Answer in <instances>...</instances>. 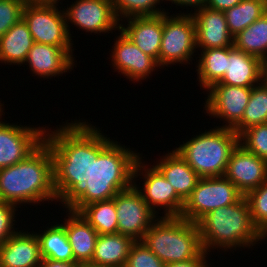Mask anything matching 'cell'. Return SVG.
<instances>
[{
	"mask_svg": "<svg viewBox=\"0 0 267 267\" xmlns=\"http://www.w3.org/2000/svg\"><path fill=\"white\" fill-rule=\"evenodd\" d=\"M243 194L224 176L200 178L185 200L181 218L197 223L207 213L236 203Z\"/></svg>",
	"mask_w": 267,
	"mask_h": 267,
	"instance_id": "cell-9",
	"label": "cell"
},
{
	"mask_svg": "<svg viewBox=\"0 0 267 267\" xmlns=\"http://www.w3.org/2000/svg\"><path fill=\"white\" fill-rule=\"evenodd\" d=\"M27 0H0V38L22 19Z\"/></svg>",
	"mask_w": 267,
	"mask_h": 267,
	"instance_id": "cell-36",
	"label": "cell"
},
{
	"mask_svg": "<svg viewBox=\"0 0 267 267\" xmlns=\"http://www.w3.org/2000/svg\"><path fill=\"white\" fill-rule=\"evenodd\" d=\"M79 213L98 232V235L118 233V216L113 199L90 203Z\"/></svg>",
	"mask_w": 267,
	"mask_h": 267,
	"instance_id": "cell-29",
	"label": "cell"
},
{
	"mask_svg": "<svg viewBox=\"0 0 267 267\" xmlns=\"http://www.w3.org/2000/svg\"><path fill=\"white\" fill-rule=\"evenodd\" d=\"M162 3H163V1H164V4H166V5H168L167 4V2H169V5H170V2L172 1V0H160ZM165 1H166V3H165Z\"/></svg>",
	"mask_w": 267,
	"mask_h": 267,
	"instance_id": "cell-46",
	"label": "cell"
},
{
	"mask_svg": "<svg viewBox=\"0 0 267 267\" xmlns=\"http://www.w3.org/2000/svg\"><path fill=\"white\" fill-rule=\"evenodd\" d=\"M1 100V99H0ZM4 105H6V104H4V102L2 103V100L0 101V111L1 110H3L5 107H4ZM3 106V107H2Z\"/></svg>",
	"mask_w": 267,
	"mask_h": 267,
	"instance_id": "cell-45",
	"label": "cell"
},
{
	"mask_svg": "<svg viewBox=\"0 0 267 267\" xmlns=\"http://www.w3.org/2000/svg\"><path fill=\"white\" fill-rule=\"evenodd\" d=\"M196 62L197 81L200 89L207 90L212 85L219 83L226 72L227 65V47L210 48L199 50ZM197 58H199L197 60Z\"/></svg>",
	"mask_w": 267,
	"mask_h": 267,
	"instance_id": "cell-26",
	"label": "cell"
},
{
	"mask_svg": "<svg viewBox=\"0 0 267 267\" xmlns=\"http://www.w3.org/2000/svg\"><path fill=\"white\" fill-rule=\"evenodd\" d=\"M112 3L119 21L134 16H156L167 12L161 6L163 3L160 0H112Z\"/></svg>",
	"mask_w": 267,
	"mask_h": 267,
	"instance_id": "cell-32",
	"label": "cell"
},
{
	"mask_svg": "<svg viewBox=\"0 0 267 267\" xmlns=\"http://www.w3.org/2000/svg\"><path fill=\"white\" fill-rule=\"evenodd\" d=\"M209 255H212V253L208 254L204 251L200 256L195 259L185 260L181 262H172L166 264L165 267H211V264L208 261Z\"/></svg>",
	"mask_w": 267,
	"mask_h": 267,
	"instance_id": "cell-38",
	"label": "cell"
},
{
	"mask_svg": "<svg viewBox=\"0 0 267 267\" xmlns=\"http://www.w3.org/2000/svg\"><path fill=\"white\" fill-rule=\"evenodd\" d=\"M0 201L16 204L20 211L27 204L57 205L52 152L45 142L25 160L0 169Z\"/></svg>",
	"mask_w": 267,
	"mask_h": 267,
	"instance_id": "cell-2",
	"label": "cell"
},
{
	"mask_svg": "<svg viewBox=\"0 0 267 267\" xmlns=\"http://www.w3.org/2000/svg\"><path fill=\"white\" fill-rule=\"evenodd\" d=\"M81 267H113V266L97 265V264L88 262V263L82 264Z\"/></svg>",
	"mask_w": 267,
	"mask_h": 267,
	"instance_id": "cell-44",
	"label": "cell"
},
{
	"mask_svg": "<svg viewBox=\"0 0 267 267\" xmlns=\"http://www.w3.org/2000/svg\"><path fill=\"white\" fill-rule=\"evenodd\" d=\"M197 225L202 247L208 254L215 250H218V253L220 249L222 253L242 248L250 249L256 244L262 245L265 240L252 221L249 204L244 195L236 203L207 213Z\"/></svg>",
	"mask_w": 267,
	"mask_h": 267,
	"instance_id": "cell-3",
	"label": "cell"
},
{
	"mask_svg": "<svg viewBox=\"0 0 267 267\" xmlns=\"http://www.w3.org/2000/svg\"><path fill=\"white\" fill-rule=\"evenodd\" d=\"M33 44L29 28L21 19L0 38V64L22 66Z\"/></svg>",
	"mask_w": 267,
	"mask_h": 267,
	"instance_id": "cell-24",
	"label": "cell"
},
{
	"mask_svg": "<svg viewBox=\"0 0 267 267\" xmlns=\"http://www.w3.org/2000/svg\"><path fill=\"white\" fill-rule=\"evenodd\" d=\"M68 121L56 126V130L46 125L44 138L52 152L54 188L63 209H68L86 191L92 157H98L113 140L91 121Z\"/></svg>",
	"mask_w": 267,
	"mask_h": 267,
	"instance_id": "cell-1",
	"label": "cell"
},
{
	"mask_svg": "<svg viewBox=\"0 0 267 267\" xmlns=\"http://www.w3.org/2000/svg\"><path fill=\"white\" fill-rule=\"evenodd\" d=\"M190 14L196 26V53L198 50L233 46L234 38L224 12L204 6Z\"/></svg>",
	"mask_w": 267,
	"mask_h": 267,
	"instance_id": "cell-18",
	"label": "cell"
},
{
	"mask_svg": "<svg viewBox=\"0 0 267 267\" xmlns=\"http://www.w3.org/2000/svg\"><path fill=\"white\" fill-rule=\"evenodd\" d=\"M73 47L76 46H52L43 43H34L29 50L24 65L27 69L41 79H52L70 73L74 66L77 67Z\"/></svg>",
	"mask_w": 267,
	"mask_h": 267,
	"instance_id": "cell-16",
	"label": "cell"
},
{
	"mask_svg": "<svg viewBox=\"0 0 267 267\" xmlns=\"http://www.w3.org/2000/svg\"><path fill=\"white\" fill-rule=\"evenodd\" d=\"M163 13V33L159 53V67L190 65L197 51L196 26L192 15ZM192 62V63H190Z\"/></svg>",
	"mask_w": 267,
	"mask_h": 267,
	"instance_id": "cell-7",
	"label": "cell"
},
{
	"mask_svg": "<svg viewBox=\"0 0 267 267\" xmlns=\"http://www.w3.org/2000/svg\"><path fill=\"white\" fill-rule=\"evenodd\" d=\"M3 113L4 109L0 111V169L25 160L44 142L46 130V125L11 124Z\"/></svg>",
	"mask_w": 267,
	"mask_h": 267,
	"instance_id": "cell-12",
	"label": "cell"
},
{
	"mask_svg": "<svg viewBox=\"0 0 267 267\" xmlns=\"http://www.w3.org/2000/svg\"><path fill=\"white\" fill-rule=\"evenodd\" d=\"M239 144L267 161V123L251 126L239 135Z\"/></svg>",
	"mask_w": 267,
	"mask_h": 267,
	"instance_id": "cell-34",
	"label": "cell"
},
{
	"mask_svg": "<svg viewBox=\"0 0 267 267\" xmlns=\"http://www.w3.org/2000/svg\"><path fill=\"white\" fill-rule=\"evenodd\" d=\"M119 29L141 51L152 57L159 65L163 14L156 16H134L123 19L120 21Z\"/></svg>",
	"mask_w": 267,
	"mask_h": 267,
	"instance_id": "cell-19",
	"label": "cell"
},
{
	"mask_svg": "<svg viewBox=\"0 0 267 267\" xmlns=\"http://www.w3.org/2000/svg\"><path fill=\"white\" fill-rule=\"evenodd\" d=\"M71 3L63 8L71 40L72 37L75 38L71 34L73 31H70L73 25L79 31L82 29L85 33L104 34L103 36L119 30L120 21L115 14L112 0H75Z\"/></svg>",
	"mask_w": 267,
	"mask_h": 267,
	"instance_id": "cell-11",
	"label": "cell"
},
{
	"mask_svg": "<svg viewBox=\"0 0 267 267\" xmlns=\"http://www.w3.org/2000/svg\"><path fill=\"white\" fill-rule=\"evenodd\" d=\"M55 223L54 225L52 223ZM51 223V224H50ZM47 224H50L47 226ZM46 229L35 232L39 240L42 258L59 261H75L72 247L68 242L65 227L60 222L47 223Z\"/></svg>",
	"mask_w": 267,
	"mask_h": 267,
	"instance_id": "cell-27",
	"label": "cell"
},
{
	"mask_svg": "<svg viewBox=\"0 0 267 267\" xmlns=\"http://www.w3.org/2000/svg\"><path fill=\"white\" fill-rule=\"evenodd\" d=\"M39 267H81L76 261H59L49 258H42Z\"/></svg>",
	"mask_w": 267,
	"mask_h": 267,
	"instance_id": "cell-41",
	"label": "cell"
},
{
	"mask_svg": "<svg viewBox=\"0 0 267 267\" xmlns=\"http://www.w3.org/2000/svg\"><path fill=\"white\" fill-rule=\"evenodd\" d=\"M239 135L230 128L215 126L173 148L201 178L224 175Z\"/></svg>",
	"mask_w": 267,
	"mask_h": 267,
	"instance_id": "cell-5",
	"label": "cell"
},
{
	"mask_svg": "<svg viewBox=\"0 0 267 267\" xmlns=\"http://www.w3.org/2000/svg\"><path fill=\"white\" fill-rule=\"evenodd\" d=\"M165 265L142 241H135L130 247L125 267H165Z\"/></svg>",
	"mask_w": 267,
	"mask_h": 267,
	"instance_id": "cell-35",
	"label": "cell"
},
{
	"mask_svg": "<svg viewBox=\"0 0 267 267\" xmlns=\"http://www.w3.org/2000/svg\"><path fill=\"white\" fill-rule=\"evenodd\" d=\"M250 215L257 230L267 243V181L245 195Z\"/></svg>",
	"mask_w": 267,
	"mask_h": 267,
	"instance_id": "cell-33",
	"label": "cell"
},
{
	"mask_svg": "<svg viewBox=\"0 0 267 267\" xmlns=\"http://www.w3.org/2000/svg\"><path fill=\"white\" fill-rule=\"evenodd\" d=\"M30 232L21 227L0 246V267H39L42 260L39 240L35 231Z\"/></svg>",
	"mask_w": 267,
	"mask_h": 267,
	"instance_id": "cell-20",
	"label": "cell"
},
{
	"mask_svg": "<svg viewBox=\"0 0 267 267\" xmlns=\"http://www.w3.org/2000/svg\"><path fill=\"white\" fill-rule=\"evenodd\" d=\"M119 35H115L114 45L111 51L110 67L114 72L123 75L133 83L149 79L154 71L161 69L158 63L150 56L141 51L120 29ZM150 75V76H149Z\"/></svg>",
	"mask_w": 267,
	"mask_h": 267,
	"instance_id": "cell-15",
	"label": "cell"
},
{
	"mask_svg": "<svg viewBox=\"0 0 267 267\" xmlns=\"http://www.w3.org/2000/svg\"><path fill=\"white\" fill-rule=\"evenodd\" d=\"M141 241L165 264L195 259L204 252L197 223L181 217H160Z\"/></svg>",
	"mask_w": 267,
	"mask_h": 267,
	"instance_id": "cell-6",
	"label": "cell"
},
{
	"mask_svg": "<svg viewBox=\"0 0 267 267\" xmlns=\"http://www.w3.org/2000/svg\"><path fill=\"white\" fill-rule=\"evenodd\" d=\"M135 241L120 233L98 235L91 263L125 267L129 250Z\"/></svg>",
	"mask_w": 267,
	"mask_h": 267,
	"instance_id": "cell-25",
	"label": "cell"
},
{
	"mask_svg": "<svg viewBox=\"0 0 267 267\" xmlns=\"http://www.w3.org/2000/svg\"><path fill=\"white\" fill-rule=\"evenodd\" d=\"M267 123V85L261 81L252 87L241 122L233 129L240 135L247 128Z\"/></svg>",
	"mask_w": 267,
	"mask_h": 267,
	"instance_id": "cell-31",
	"label": "cell"
},
{
	"mask_svg": "<svg viewBox=\"0 0 267 267\" xmlns=\"http://www.w3.org/2000/svg\"><path fill=\"white\" fill-rule=\"evenodd\" d=\"M118 216V233L141 241L145 232L160 218L143 200L134 185L114 198Z\"/></svg>",
	"mask_w": 267,
	"mask_h": 267,
	"instance_id": "cell-14",
	"label": "cell"
},
{
	"mask_svg": "<svg viewBox=\"0 0 267 267\" xmlns=\"http://www.w3.org/2000/svg\"><path fill=\"white\" fill-rule=\"evenodd\" d=\"M146 162L144 156L136 161L133 185L158 217H180L185 201L176 193L162 174L153 165H150L152 163L147 164ZM140 178L143 179L140 181L142 184L138 182ZM162 210L163 212H161ZM159 214L162 216H159Z\"/></svg>",
	"mask_w": 267,
	"mask_h": 267,
	"instance_id": "cell-8",
	"label": "cell"
},
{
	"mask_svg": "<svg viewBox=\"0 0 267 267\" xmlns=\"http://www.w3.org/2000/svg\"><path fill=\"white\" fill-rule=\"evenodd\" d=\"M64 211L67 215L60 220L66 230L68 242L72 247L74 260L80 265L91 262L98 232L80 215L69 209ZM68 217V218H66Z\"/></svg>",
	"mask_w": 267,
	"mask_h": 267,
	"instance_id": "cell-22",
	"label": "cell"
},
{
	"mask_svg": "<svg viewBox=\"0 0 267 267\" xmlns=\"http://www.w3.org/2000/svg\"><path fill=\"white\" fill-rule=\"evenodd\" d=\"M206 3H207V0H172L171 1V7L173 6L172 4H175L176 5L175 7L177 10H178L179 6L181 7L182 10L186 8L187 9L186 12L185 11L182 12L181 10L178 12L189 14V12L192 13L193 10L195 11L199 8L204 7L206 5ZM189 7L192 8L191 11H189V9H190Z\"/></svg>",
	"mask_w": 267,
	"mask_h": 267,
	"instance_id": "cell-39",
	"label": "cell"
},
{
	"mask_svg": "<svg viewBox=\"0 0 267 267\" xmlns=\"http://www.w3.org/2000/svg\"><path fill=\"white\" fill-rule=\"evenodd\" d=\"M262 81L267 85V58L262 60Z\"/></svg>",
	"mask_w": 267,
	"mask_h": 267,
	"instance_id": "cell-43",
	"label": "cell"
},
{
	"mask_svg": "<svg viewBox=\"0 0 267 267\" xmlns=\"http://www.w3.org/2000/svg\"><path fill=\"white\" fill-rule=\"evenodd\" d=\"M142 155L112 140L98 157H92L86 191L68 209L79 212L90 203L113 199L120 191L131 187L135 163Z\"/></svg>",
	"mask_w": 267,
	"mask_h": 267,
	"instance_id": "cell-4",
	"label": "cell"
},
{
	"mask_svg": "<svg viewBox=\"0 0 267 267\" xmlns=\"http://www.w3.org/2000/svg\"><path fill=\"white\" fill-rule=\"evenodd\" d=\"M22 19L27 24L34 43L52 46L74 45L67 29L63 6L27 2L23 8Z\"/></svg>",
	"mask_w": 267,
	"mask_h": 267,
	"instance_id": "cell-10",
	"label": "cell"
},
{
	"mask_svg": "<svg viewBox=\"0 0 267 267\" xmlns=\"http://www.w3.org/2000/svg\"><path fill=\"white\" fill-rule=\"evenodd\" d=\"M262 81V60L242 52L233 46L227 47L226 72L219 83L239 87H254Z\"/></svg>",
	"mask_w": 267,
	"mask_h": 267,
	"instance_id": "cell-21",
	"label": "cell"
},
{
	"mask_svg": "<svg viewBox=\"0 0 267 267\" xmlns=\"http://www.w3.org/2000/svg\"><path fill=\"white\" fill-rule=\"evenodd\" d=\"M233 45L261 60L267 58V12L236 35Z\"/></svg>",
	"mask_w": 267,
	"mask_h": 267,
	"instance_id": "cell-28",
	"label": "cell"
},
{
	"mask_svg": "<svg viewBox=\"0 0 267 267\" xmlns=\"http://www.w3.org/2000/svg\"><path fill=\"white\" fill-rule=\"evenodd\" d=\"M242 0H207L206 7L225 12L233 6L240 3Z\"/></svg>",
	"mask_w": 267,
	"mask_h": 267,
	"instance_id": "cell-40",
	"label": "cell"
},
{
	"mask_svg": "<svg viewBox=\"0 0 267 267\" xmlns=\"http://www.w3.org/2000/svg\"><path fill=\"white\" fill-rule=\"evenodd\" d=\"M267 12V0H242L226 10V22L233 38Z\"/></svg>",
	"mask_w": 267,
	"mask_h": 267,
	"instance_id": "cell-30",
	"label": "cell"
},
{
	"mask_svg": "<svg viewBox=\"0 0 267 267\" xmlns=\"http://www.w3.org/2000/svg\"><path fill=\"white\" fill-rule=\"evenodd\" d=\"M223 176L245 196L267 181V161L238 144L230 155Z\"/></svg>",
	"mask_w": 267,
	"mask_h": 267,
	"instance_id": "cell-17",
	"label": "cell"
},
{
	"mask_svg": "<svg viewBox=\"0 0 267 267\" xmlns=\"http://www.w3.org/2000/svg\"><path fill=\"white\" fill-rule=\"evenodd\" d=\"M153 166L171 184L176 193L185 201L201 178L187 162L173 149L153 160Z\"/></svg>",
	"mask_w": 267,
	"mask_h": 267,
	"instance_id": "cell-23",
	"label": "cell"
},
{
	"mask_svg": "<svg viewBox=\"0 0 267 267\" xmlns=\"http://www.w3.org/2000/svg\"><path fill=\"white\" fill-rule=\"evenodd\" d=\"M61 0H27V2L32 4H47V5H59V3L63 4V2H60Z\"/></svg>",
	"mask_w": 267,
	"mask_h": 267,
	"instance_id": "cell-42",
	"label": "cell"
},
{
	"mask_svg": "<svg viewBox=\"0 0 267 267\" xmlns=\"http://www.w3.org/2000/svg\"><path fill=\"white\" fill-rule=\"evenodd\" d=\"M18 208L16 204L0 201V246L19 231L15 227Z\"/></svg>",
	"mask_w": 267,
	"mask_h": 267,
	"instance_id": "cell-37",
	"label": "cell"
},
{
	"mask_svg": "<svg viewBox=\"0 0 267 267\" xmlns=\"http://www.w3.org/2000/svg\"><path fill=\"white\" fill-rule=\"evenodd\" d=\"M252 87L214 84L205 92L206 116L223 121L219 127L234 129L240 122L248 104Z\"/></svg>",
	"mask_w": 267,
	"mask_h": 267,
	"instance_id": "cell-13",
	"label": "cell"
}]
</instances>
